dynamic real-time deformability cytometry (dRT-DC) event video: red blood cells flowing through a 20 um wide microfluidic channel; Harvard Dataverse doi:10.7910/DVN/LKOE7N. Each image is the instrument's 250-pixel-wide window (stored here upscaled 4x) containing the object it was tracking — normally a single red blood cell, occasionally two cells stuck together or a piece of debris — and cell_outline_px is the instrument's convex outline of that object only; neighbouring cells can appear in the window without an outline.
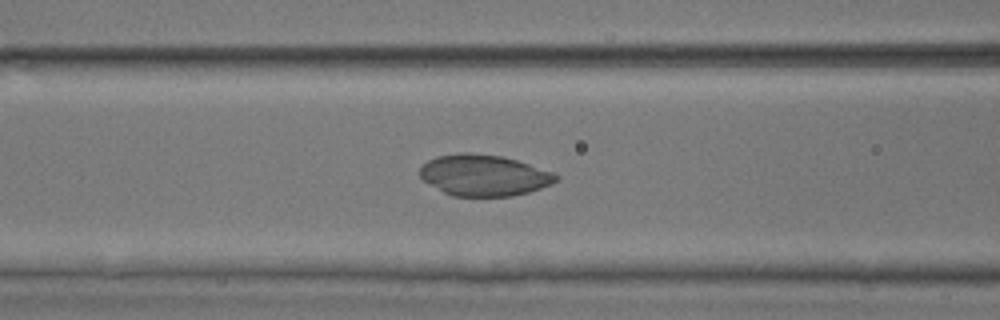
{"species": "common noctule bat (a hibernating species)", "species_latin": "Nyctalus noctula", "temperature_condition": "room temperature", "stored_images_in_passage": 53, "camera_frame_rate_fps": 3000, "um_per_image_px": 0.085, "animal": {"sex": "male", "body_mass_g": 17.9, "forearm_length_mm": 54.2}, "frame": {"image": 1, "passage_image": 22, "time_ms": 7.0, "image_size_px": [1000, 320], "cell_outline_px": [[560, 176], [552, 184], [528, 192], [512, 196], [452, 196], [444, 192], [424, 180], [420, 176], [420, 168], [428, 160], [436, 156], [460, 152], [468, 152], [500, 156], [516, 160], [552, 172]], "centroid_in_image_um": [41.12, 14.89], "position_along_channel_um": 125.5, "area_um2": 32.43}}
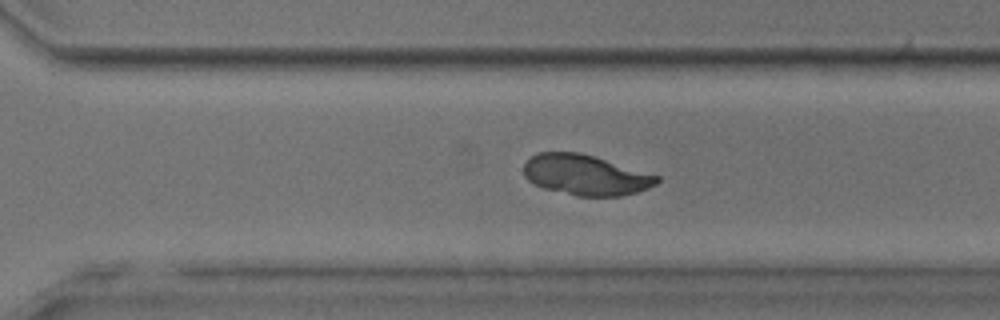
{"frame": {"image": 2, "passage_image": 37, "time_ms": 12.0, "image_size_px": [1000, 320], "cell_outline_px": [[660, 180], [656, 184], [648, 188], [636, 192], [620, 196], [576, 196], [544, 188], [532, 184], [524, 176], [524, 164], [536, 152], [580, 152], [596, 156], [660, 176]], "centroid_in_image_um": [49.77, 14.86], "position_along_channel_um": 320.8, "area_um2": 31.56}}
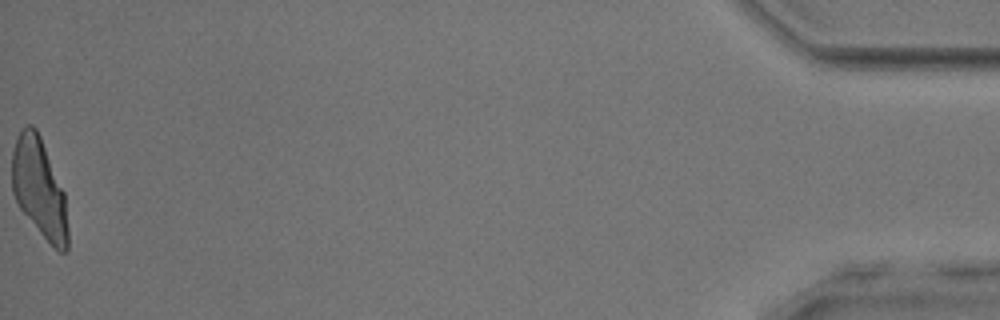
{"frame": {"image": 3, "passage_image": 53, "time_ms": 17.333, "image_size_px": [1000, 320], "cell_outline_px": [[68, 248], [64, 252], [60, 252], [40, 232], [20, 208], [12, 192], [12, 152], [20, 128], [24, 124], [32, 124], [36, 128], [40, 136], [64, 192], [68, 228]], "centroid_in_image_um": [3.32, 15.94], "position_along_channel_um": 431.9, "area_um2": 31.96}}